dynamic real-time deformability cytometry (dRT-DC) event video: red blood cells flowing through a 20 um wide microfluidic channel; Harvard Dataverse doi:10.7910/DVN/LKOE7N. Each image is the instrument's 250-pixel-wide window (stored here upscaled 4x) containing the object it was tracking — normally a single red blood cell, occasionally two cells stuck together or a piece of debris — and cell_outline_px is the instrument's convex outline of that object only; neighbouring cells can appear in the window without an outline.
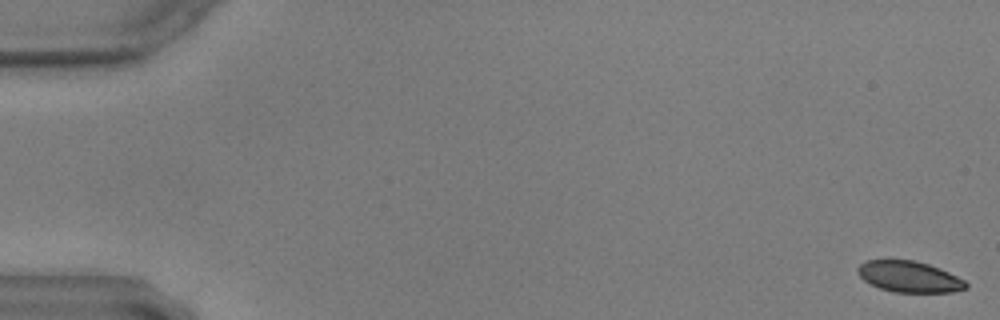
{"species": "common noctule bat (a hibernating species)", "species_latin": "Nyctalus noctula", "temperature_condition": "warm", "stored_images_in_passage": 60, "camera_frame_rate_fps": 3000, "um_per_image_px": 0.085, "animal": {"sex": "male", "body_mass_g": 17.9, "forearm_length_mm": 54.2}, "frame": {"image": 1, "passage_image": 1, "time_ms": 0.0, "image_size_px": [1000, 320], "cell_outline_px": [[968, 288], [952, 292], [892, 292], [880, 288], [864, 280], [856, 272], [856, 268], [860, 264], [868, 260], [916, 260], [940, 268], [964, 280], [968, 284]], "centroid_in_image_um": [77.28, 23.52], "position_along_channel_um": 7.7, "area_um2": 19.59}}
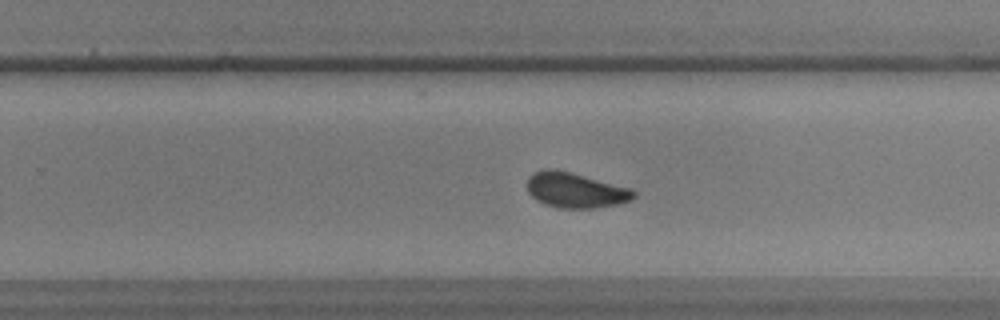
{"frame": {"image": 2, "passage_image": 38, "time_ms": 12.333, "image_size_px": [1000, 320], "cell_outline_px": [[636, 196], [632, 200], [616, 204], [596, 208], [560, 208], [544, 204], [536, 200], [528, 192], [528, 176], [544, 168], [556, 168], [572, 172], [632, 188], [636, 192]], "centroid_in_image_um": [48.93, 16.15], "position_along_channel_um": 280.9, "area_um2": 22.14}}
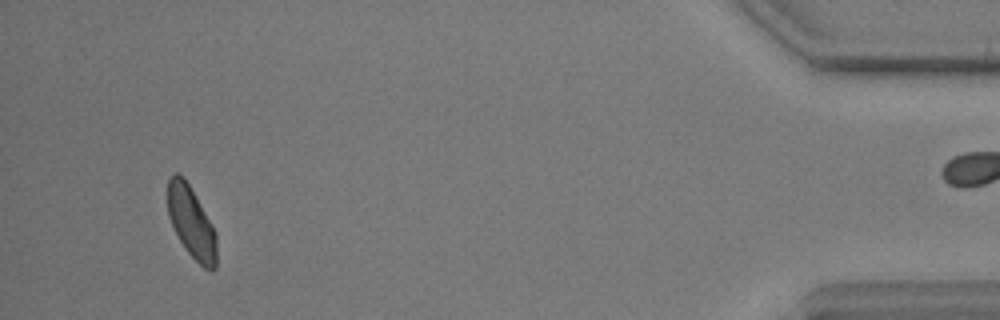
{"frame": {"image": 3, "passage_image": 56, "time_ms": 18.333, "image_size_px": [1000, 320], "cell_outline_px": [[216, 268], [212, 272], [204, 268], [188, 252], [180, 240], [168, 216], [168, 180], [176, 172], [184, 176], [212, 224], [216, 232]], "centroid_in_image_um": [16.28, 18.91], "position_along_channel_um": 418.9, "area_um2": 20.17}}